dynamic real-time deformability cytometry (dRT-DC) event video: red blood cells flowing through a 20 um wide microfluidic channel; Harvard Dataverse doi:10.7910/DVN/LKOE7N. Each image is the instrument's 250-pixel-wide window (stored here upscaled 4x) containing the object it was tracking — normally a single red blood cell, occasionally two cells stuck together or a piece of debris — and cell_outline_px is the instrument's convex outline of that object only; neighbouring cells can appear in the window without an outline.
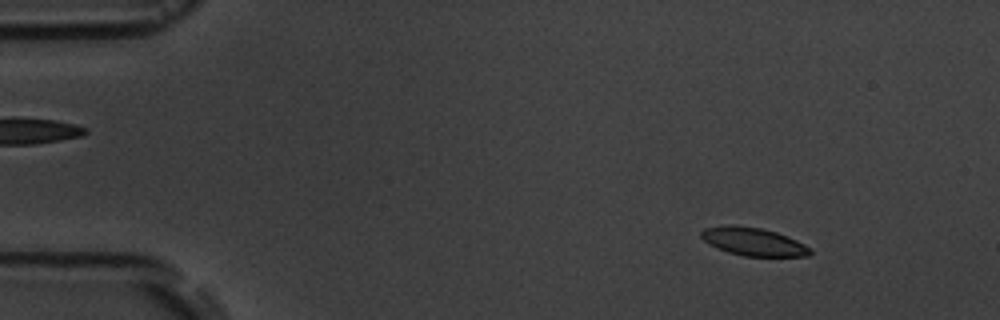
{"species": "common noctule bat (a hibernating species)", "species_latin": "Nyctalus noctula", "temperature_condition": "room temperature", "stored_images_in_passage": 4, "camera_frame_rate_fps": 3000, "um_per_image_px": 0.085, "animal": {"sex": "male", "body_mass_g": 19.5, "forearm_length_mm": 54.6}, "frame": {"image": 1, "passage_image": 2, "time_ms": 1.0, "image_size_px": [1000, 320], "cell_outline_px": [[812, 252], [808, 256], [744, 256], [728, 252], [716, 248], [708, 244], [700, 236], [700, 232], [704, 228], [732, 224], [760, 228], [776, 232], [796, 240], [804, 244]], "centroid_in_image_um": [63.98, 20.53], "position_along_channel_um": 21.0, "area_um2": 17.74}}